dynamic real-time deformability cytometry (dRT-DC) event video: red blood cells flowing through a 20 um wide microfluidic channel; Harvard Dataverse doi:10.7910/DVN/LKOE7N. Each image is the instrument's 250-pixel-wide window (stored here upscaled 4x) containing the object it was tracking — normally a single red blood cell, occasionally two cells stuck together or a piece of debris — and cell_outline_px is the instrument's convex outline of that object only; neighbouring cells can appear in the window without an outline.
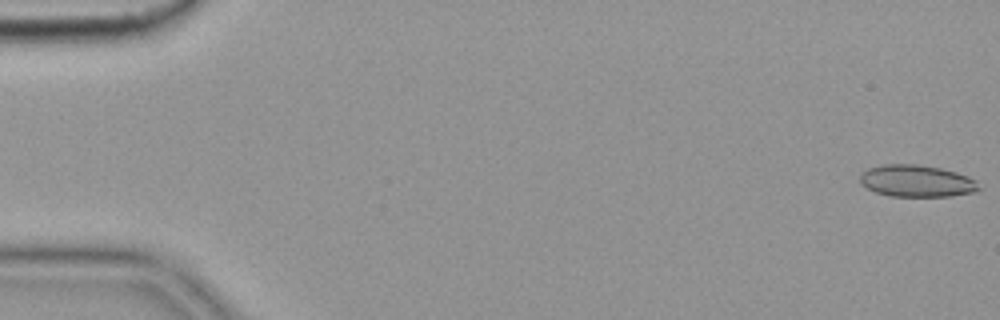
{"species": "common noctule bat (a hibernating species)", "species_latin": "Nyctalus noctula", "temperature_condition": "cold", "stored_images_in_passage": 56, "camera_frame_rate_fps": 3000, "um_per_image_px": 0.085, "animal": {"sex": "female", "body_mass_g": 19.9}, "frame": {"image": 1, "passage_image": 1, "time_ms": 0.0, "image_size_px": [1000, 320], "cell_outline_px": [[980, 188], [976, 192], [952, 196], [888, 196], [876, 192], [860, 184], [860, 172], [868, 168], [884, 164], [916, 164], [940, 168], [956, 172], [968, 176], [976, 180]], "centroid_in_image_um": [77.91, 15.38], "position_along_channel_um": 7.1, "area_um2": 22.25}}
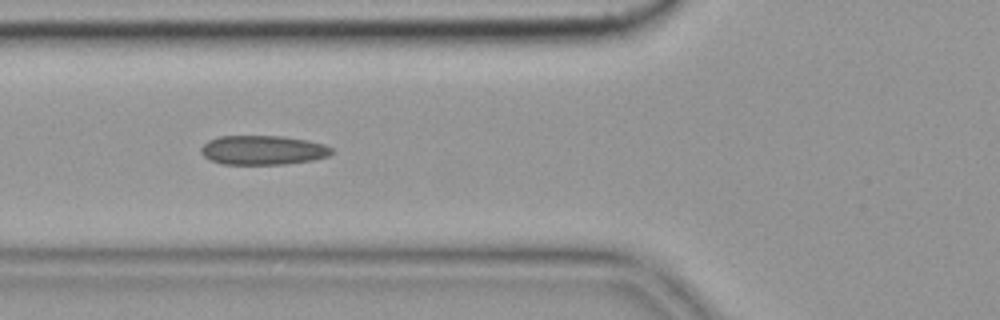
{"frame": {"image": 2, "passage_image": 21, "time_ms": 6.667, "image_size_px": [1000, 320], "cell_outline_px": [[332, 152], [328, 156], [312, 160], [284, 164], [220, 164], [204, 156], [200, 152], [200, 148], [208, 140], [220, 136], [280, 136], [308, 140], [324, 144], [332, 148]], "centroid_in_image_um": [22.33, 12.76], "position_along_channel_um": 103.5, "area_um2": 22.25}}
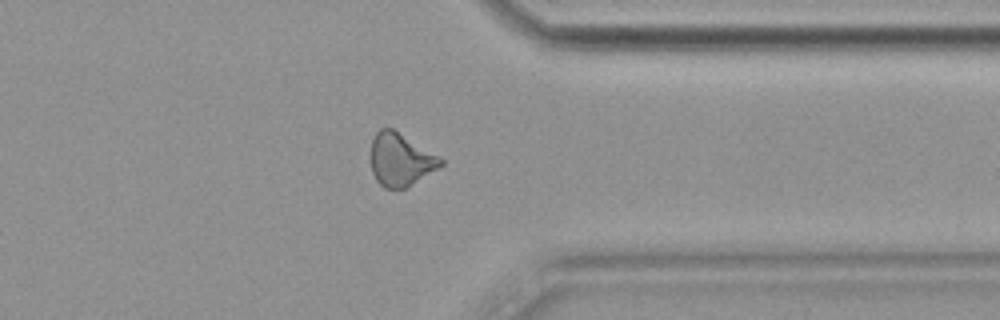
{"frame": {"image": 3, "passage_image": 44, "time_ms": 14.333, "image_size_px": [1000, 320], "cell_outline_px": [[444, 164], [440, 168], [404, 188], [384, 188], [376, 180], [372, 172], [372, 140], [376, 132], [380, 128], [392, 128], [444, 160]], "centroid_in_image_um": [34.05, 13.58], "position_along_channel_um": 377.4, "area_um2": 21.1}, "authors_computed_cell_mechanics": {"area_um2": 21.8773, "velocity_mm_per_s": 3.6342, "shape_relaxation_time_tau1_ms": null, "shape_relaxation_time_tau2_ms": 3.3162, "deformation_change_tau1": null, "deformation_change_tau2": 0.1133}}